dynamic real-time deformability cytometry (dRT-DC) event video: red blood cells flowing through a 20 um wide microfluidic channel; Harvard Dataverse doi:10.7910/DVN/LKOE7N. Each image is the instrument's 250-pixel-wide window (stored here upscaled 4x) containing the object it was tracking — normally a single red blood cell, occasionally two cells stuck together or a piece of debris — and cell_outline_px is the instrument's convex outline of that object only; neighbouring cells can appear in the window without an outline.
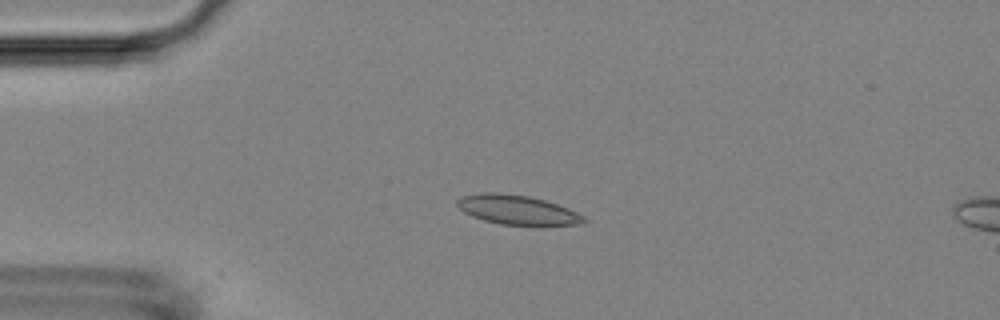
{"species": "Egyptian fruit bat (a non-hibernating species)", "species_latin": "Rousettus aegyptiacus", "temperature_condition": "room temperature", "stored_images_in_passage": 16, "camera_frame_rate_fps": 3000, "um_per_image_px": 0.085, "animal": {"sex": "female"}, "frame": {"image": 1, "passage_image": 12, "time_ms": 3.667, "image_size_px": [1000, 320], "cell_outline_px": [[588, 220], [584, 224], [540, 228], [536, 228], [500, 224], [484, 220], [472, 216], [464, 212], [456, 204], [456, 200], [460, 196], [484, 192], [496, 192], [528, 196], [544, 200], [568, 208], [584, 216]], "centroid_in_image_um": [44.05, 17.89], "position_along_channel_um": 41.0, "area_um2": 22.66}}